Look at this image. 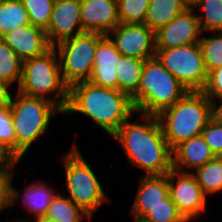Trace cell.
Wrapping results in <instances>:
<instances>
[{"mask_svg":"<svg viewBox=\"0 0 222 222\" xmlns=\"http://www.w3.org/2000/svg\"><path fill=\"white\" fill-rule=\"evenodd\" d=\"M195 9L188 7L155 32L156 50L199 43L202 34Z\"/></svg>","mask_w":222,"mask_h":222,"instance_id":"obj_12","label":"cell"},{"mask_svg":"<svg viewBox=\"0 0 222 222\" xmlns=\"http://www.w3.org/2000/svg\"><path fill=\"white\" fill-rule=\"evenodd\" d=\"M83 33L108 35L119 23L117 0H80Z\"/></svg>","mask_w":222,"mask_h":222,"instance_id":"obj_14","label":"cell"},{"mask_svg":"<svg viewBox=\"0 0 222 222\" xmlns=\"http://www.w3.org/2000/svg\"><path fill=\"white\" fill-rule=\"evenodd\" d=\"M12 86L5 81L0 80V110L11 105L12 95L10 89Z\"/></svg>","mask_w":222,"mask_h":222,"instance_id":"obj_36","label":"cell"},{"mask_svg":"<svg viewBox=\"0 0 222 222\" xmlns=\"http://www.w3.org/2000/svg\"><path fill=\"white\" fill-rule=\"evenodd\" d=\"M132 222H147L146 220L142 219V218H136L134 217V220Z\"/></svg>","mask_w":222,"mask_h":222,"instance_id":"obj_40","label":"cell"},{"mask_svg":"<svg viewBox=\"0 0 222 222\" xmlns=\"http://www.w3.org/2000/svg\"><path fill=\"white\" fill-rule=\"evenodd\" d=\"M192 173L206 196L222 192V157L216 156Z\"/></svg>","mask_w":222,"mask_h":222,"instance_id":"obj_24","label":"cell"},{"mask_svg":"<svg viewBox=\"0 0 222 222\" xmlns=\"http://www.w3.org/2000/svg\"><path fill=\"white\" fill-rule=\"evenodd\" d=\"M17 91L27 96L46 99L62 112L65 111L69 86L63 80L58 53L54 47L40 56L23 61L22 77ZM50 93L55 95L54 100Z\"/></svg>","mask_w":222,"mask_h":222,"instance_id":"obj_4","label":"cell"},{"mask_svg":"<svg viewBox=\"0 0 222 222\" xmlns=\"http://www.w3.org/2000/svg\"><path fill=\"white\" fill-rule=\"evenodd\" d=\"M80 0H55L50 23L45 30L51 47L83 33Z\"/></svg>","mask_w":222,"mask_h":222,"instance_id":"obj_13","label":"cell"},{"mask_svg":"<svg viewBox=\"0 0 222 222\" xmlns=\"http://www.w3.org/2000/svg\"><path fill=\"white\" fill-rule=\"evenodd\" d=\"M188 90L157 60H145L141 82L131 97L135 114L158 116L164 109L173 106Z\"/></svg>","mask_w":222,"mask_h":222,"instance_id":"obj_5","label":"cell"},{"mask_svg":"<svg viewBox=\"0 0 222 222\" xmlns=\"http://www.w3.org/2000/svg\"><path fill=\"white\" fill-rule=\"evenodd\" d=\"M213 154L222 157V117L216 112L201 133Z\"/></svg>","mask_w":222,"mask_h":222,"instance_id":"obj_31","label":"cell"},{"mask_svg":"<svg viewBox=\"0 0 222 222\" xmlns=\"http://www.w3.org/2000/svg\"><path fill=\"white\" fill-rule=\"evenodd\" d=\"M135 122L130 118L112 136L121 145L134 167L146 176L166 175L172 167V150L156 115L139 114Z\"/></svg>","mask_w":222,"mask_h":222,"instance_id":"obj_1","label":"cell"},{"mask_svg":"<svg viewBox=\"0 0 222 222\" xmlns=\"http://www.w3.org/2000/svg\"><path fill=\"white\" fill-rule=\"evenodd\" d=\"M32 222H56V221L50 220V219H48L47 217L44 216V217L35 218V219H33Z\"/></svg>","mask_w":222,"mask_h":222,"instance_id":"obj_37","label":"cell"},{"mask_svg":"<svg viewBox=\"0 0 222 222\" xmlns=\"http://www.w3.org/2000/svg\"><path fill=\"white\" fill-rule=\"evenodd\" d=\"M107 36L123 56L140 60L155 57V32L146 24L119 23Z\"/></svg>","mask_w":222,"mask_h":222,"instance_id":"obj_11","label":"cell"},{"mask_svg":"<svg viewBox=\"0 0 222 222\" xmlns=\"http://www.w3.org/2000/svg\"><path fill=\"white\" fill-rule=\"evenodd\" d=\"M2 38L22 61L40 56L51 48L45 30L32 24L20 26Z\"/></svg>","mask_w":222,"mask_h":222,"instance_id":"obj_16","label":"cell"},{"mask_svg":"<svg viewBox=\"0 0 222 222\" xmlns=\"http://www.w3.org/2000/svg\"><path fill=\"white\" fill-rule=\"evenodd\" d=\"M13 173L0 174V212L14 206L20 200L21 194L11 184L13 180Z\"/></svg>","mask_w":222,"mask_h":222,"instance_id":"obj_33","label":"cell"},{"mask_svg":"<svg viewBox=\"0 0 222 222\" xmlns=\"http://www.w3.org/2000/svg\"><path fill=\"white\" fill-rule=\"evenodd\" d=\"M24 191L21 198L23 206H25V210L29 211V214L34 215V219L46 215L51 201L59 193L40 180L26 186Z\"/></svg>","mask_w":222,"mask_h":222,"instance_id":"obj_19","label":"cell"},{"mask_svg":"<svg viewBox=\"0 0 222 222\" xmlns=\"http://www.w3.org/2000/svg\"><path fill=\"white\" fill-rule=\"evenodd\" d=\"M188 7L183 0H150L144 24L156 32Z\"/></svg>","mask_w":222,"mask_h":222,"instance_id":"obj_20","label":"cell"},{"mask_svg":"<svg viewBox=\"0 0 222 222\" xmlns=\"http://www.w3.org/2000/svg\"><path fill=\"white\" fill-rule=\"evenodd\" d=\"M122 56L110 38L105 35L97 45L93 71L88 81L99 87L118 90L116 69Z\"/></svg>","mask_w":222,"mask_h":222,"instance_id":"obj_15","label":"cell"},{"mask_svg":"<svg viewBox=\"0 0 222 222\" xmlns=\"http://www.w3.org/2000/svg\"><path fill=\"white\" fill-rule=\"evenodd\" d=\"M216 156L202 135L193 137L177 145L172 150V167L180 172L195 171ZM189 168L188 170H185Z\"/></svg>","mask_w":222,"mask_h":222,"instance_id":"obj_18","label":"cell"},{"mask_svg":"<svg viewBox=\"0 0 222 222\" xmlns=\"http://www.w3.org/2000/svg\"><path fill=\"white\" fill-rule=\"evenodd\" d=\"M76 144L63 156L68 198L91 217L108 201L96 174L83 158Z\"/></svg>","mask_w":222,"mask_h":222,"instance_id":"obj_7","label":"cell"},{"mask_svg":"<svg viewBox=\"0 0 222 222\" xmlns=\"http://www.w3.org/2000/svg\"><path fill=\"white\" fill-rule=\"evenodd\" d=\"M27 10L30 24L46 30L52 16L55 0H21Z\"/></svg>","mask_w":222,"mask_h":222,"instance_id":"obj_29","label":"cell"},{"mask_svg":"<svg viewBox=\"0 0 222 222\" xmlns=\"http://www.w3.org/2000/svg\"><path fill=\"white\" fill-rule=\"evenodd\" d=\"M145 60L122 56L116 69L118 90L132 97L138 90Z\"/></svg>","mask_w":222,"mask_h":222,"instance_id":"obj_21","label":"cell"},{"mask_svg":"<svg viewBox=\"0 0 222 222\" xmlns=\"http://www.w3.org/2000/svg\"><path fill=\"white\" fill-rule=\"evenodd\" d=\"M12 97V122L16 134V159L21 161L29 148L42 137L51 118L63 112L52 102L17 91Z\"/></svg>","mask_w":222,"mask_h":222,"instance_id":"obj_6","label":"cell"},{"mask_svg":"<svg viewBox=\"0 0 222 222\" xmlns=\"http://www.w3.org/2000/svg\"><path fill=\"white\" fill-rule=\"evenodd\" d=\"M216 112V106L202 91H188L173 106L164 109L158 118L171 150L200 136Z\"/></svg>","mask_w":222,"mask_h":222,"instance_id":"obj_3","label":"cell"},{"mask_svg":"<svg viewBox=\"0 0 222 222\" xmlns=\"http://www.w3.org/2000/svg\"><path fill=\"white\" fill-rule=\"evenodd\" d=\"M19 161L0 144V174L14 173Z\"/></svg>","mask_w":222,"mask_h":222,"instance_id":"obj_35","label":"cell"},{"mask_svg":"<svg viewBox=\"0 0 222 222\" xmlns=\"http://www.w3.org/2000/svg\"><path fill=\"white\" fill-rule=\"evenodd\" d=\"M27 24L28 13L21 0H0V38Z\"/></svg>","mask_w":222,"mask_h":222,"instance_id":"obj_23","label":"cell"},{"mask_svg":"<svg viewBox=\"0 0 222 222\" xmlns=\"http://www.w3.org/2000/svg\"><path fill=\"white\" fill-rule=\"evenodd\" d=\"M189 7H191L197 0H183Z\"/></svg>","mask_w":222,"mask_h":222,"instance_id":"obj_39","label":"cell"},{"mask_svg":"<svg viewBox=\"0 0 222 222\" xmlns=\"http://www.w3.org/2000/svg\"><path fill=\"white\" fill-rule=\"evenodd\" d=\"M22 63L11 47L0 38V80L11 86L17 82L18 87L22 77Z\"/></svg>","mask_w":222,"mask_h":222,"instance_id":"obj_26","label":"cell"},{"mask_svg":"<svg viewBox=\"0 0 222 222\" xmlns=\"http://www.w3.org/2000/svg\"><path fill=\"white\" fill-rule=\"evenodd\" d=\"M202 92L216 107L222 102V66L208 73L207 82Z\"/></svg>","mask_w":222,"mask_h":222,"instance_id":"obj_34","label":"cell"},{"mask_svg":"<svg viewBox=\"0 0 222 222\" xmlns=\"http://www.w3.org/2000/svg\"><path fill=\"white\" fill-rule=\"evenodd\" d=\"M142 219L147 222H188L178 211L170 196L162 200V204L153 208Z\"/></svg>","mask_w":222,"mask_h":222,"instance_id":"obj_30","label":"cell"},{"mask_svg":"<svg viewBox=\"0 0 222 222\" xmlns=\"http://www.w3.org/2000/svg\"><path fill=\"white\" fill-rule=\"evenodd\" d=\"M45 217L56 222H82V219H88L90 222L92 218L80 206L60 192L51 201Z\"/></svg>","mask_w":222,"mask_h":222,"instance_id":"obj_22","label":"cell"},{"mask_svg":"<svg viewBox=\"0 0 222 222\" xmlns=\"http://www.w3.org/2000/svg\"><path fill=\"white\" fill-rule=\"evenodd\" d=\"M169 196L178 211L188 221H195L206 211L207 196L204 194L195 175L171 169L167 173Z\"/></svg>","mask_w":222,"mask_h":222,"instance_id":"obj_10","label":"cell"},{"mask_svg":"<svg viewBox=\"0 0 222 222\" xmlns=\"http://www.w3.org/2000/svg\"><path fill=\"white\" fill-rule=\"evenodd\" d=\"M191 7L204 14L197 15L203 35L222 31V0H197Z\"/></svg>","mask_w":222,"mask_h":222,"instance_id":"obj_25","label":"cell"},{"mask_svg":"<svg viewBox=\"0 0 222 222\" xmlns=\"http://www.w3.org/2000/svg\"><path fill=\"white\" fill-rule=\"evenodd\" d=\"M0 144L16 158V134L10 106L0 110Z\"/></svg>","mask_w":222,"mask_h":222,"instance_id":"obj_32","label":"cell"},{"mask_svg":"<svg viewBox=\"0 0 222 222\" xmlns=\"http://www.w3.org/2000/svg\"><path fill=\"white\" fill-rule=\"evenodd\" d=\"M76 112L89 117L112 137L136 110L128 94L82 81L69 87V99L63 114Z\"/></svg>","mask_w":222,"mask_h":222,"instance_id":"obj_2","label":"cell"},{"mask_svg":"<svg viewBox=\"0 0 222 222\" xmlns=\"http://www.w3.org/2000/svg\"><path fill=\"white\" fill-rule=\"evenodd\" d=\"M155 57L188 91H202L208 78L199 43L156 50Z\"/></svg>","mask_w":222,"mask_h":222,"instance_id":"obj_9","label":"cell"},{"mask_svg":"<svg viewBox=\"0 0 222 222\" xmlns=\"http://www.w3.org/2000/svg\"><path fill=\"white\" fill-rule=\"evenodd\" d=\"M150 0H117L118 18L124 24H144Z\"/></svg>","mask_w":222,"mask_h":222,"instance_id":"obj_28","label":"cell"},{"mask_svg":"<svg viewBox=\"0 0 222 222\" xmlns=\"http://www.w3.org/2000/svg\"><path fill=\"white\" fill-rule=\"evenodd\" d=\"M104 36L100 33L84 32L54 47L58 53L63 80L69 87L89 80L97 45Z\"/></svg>","mask_w":222,"mask_h":222,"instance_id":"obj_8","label":"cell"},{"mask_svg":"<svg viewBox=\"0 0 222 222\" xmlns=\"http://www.w3.org/2000/svg\"><path fill=\"white\" fill-rule=\"evenodd\" d=\"M130 213L136 218H143L153 208L162 204L169 197L168 177L166 175H143L140 178Z\"/></svg>","mask_w":222,"mask_h":222,"instance_id":"obj_17","label":"cell"},{"mask_svg":"<svg viewBox=\"0 0 222 222\" xmlns=\"http://www.w3.org/2000/svg\"><path fill=\"white\" fill-rule=\"evenodd\" d=\"M216 111L222 117V102L216 107Z\"/></svg>","mask_w":222,"mask_h":222,"instance_id":"obj_38","label":"cell"},{"mask_svg":"<svg viewBox=\"0 0 222 222\" xmlns=\"http://www.w3.org/2000/svg\"><path fill=\"white\" fill-rule=\"evenodd\" d=\"M210 35L209 37L201 36L199 41L204 64L208 73L222 66V31L210 32Z\"/></svg>","mask_w":222,"mask_h":222,"instance_id":"obj_27","label":"cell"}]
</instances>
